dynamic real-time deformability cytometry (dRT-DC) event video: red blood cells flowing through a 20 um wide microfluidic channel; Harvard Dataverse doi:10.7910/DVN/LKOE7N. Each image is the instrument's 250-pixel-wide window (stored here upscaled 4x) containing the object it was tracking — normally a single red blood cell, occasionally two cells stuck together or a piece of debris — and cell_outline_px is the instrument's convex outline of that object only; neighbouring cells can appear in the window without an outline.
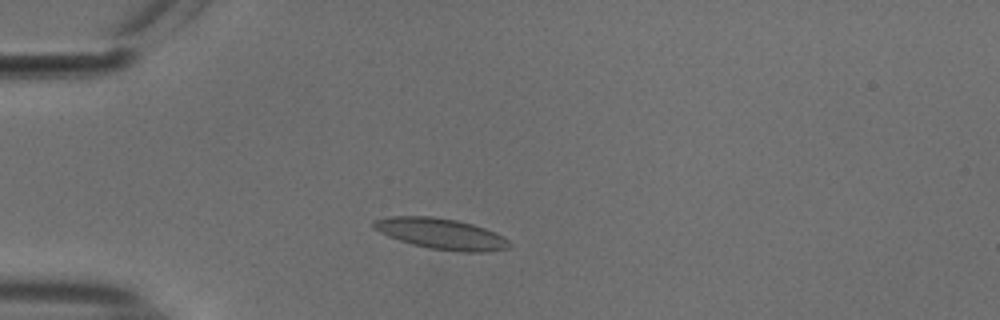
{"species": "common noctule bat (a hibernating species)", "species_latin": "Nyctalus noctula", "temperature_condition": "cold", "stored_images_in_passage": 34, "camera_frame_rate_fps": 3000, "um_per_image_px": 0.085, "animal": {"sex": "male", "body_mass_g": 18.8}, "frame": {"image": 1, "passage_image": 1, "time_ms": 0.0, "image_size_px": [1000, 320], "cell_outline_px": [[512, 244], [508, 248], [488, 252], [464, 252], [428, 248], [412, 244], [388, 236], [372, 228], [372, 220], [392, 216], [432, 216], [456, 220], [472, 224], [496, 232], [508, 240]], "centroid_in_image_um": [37.49, 19.87], "position_along_channel_um": 47.5, "area_um2": 24.45}}
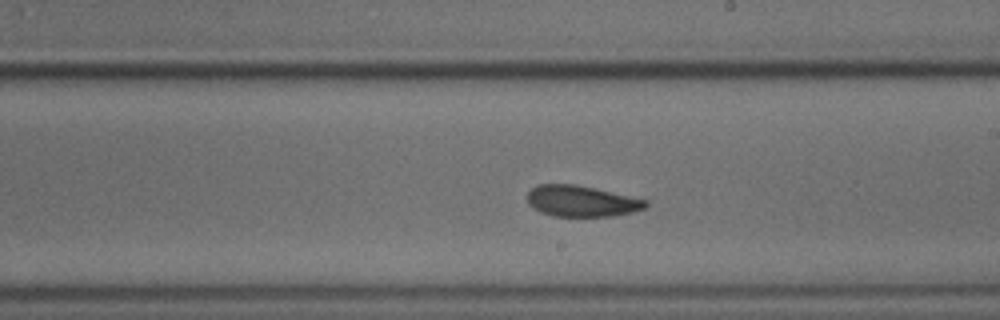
{"frame": {"image": 2, "passage_image": 18, "time_ms": 5.667, "image_size_px": [1000, 320], "cell_outline_px": [[648, 208], [632, 212], [612, 216], [552, 216], [540, 212], [532, 208], [528, 204], [528, 192], [536, 184], [576, 184], [596, 188], [648, 200]], "centroid_in_image_um": [49.43, 17.09], "position_along_channel_um": 239.6, "area_um2": 21.68}}
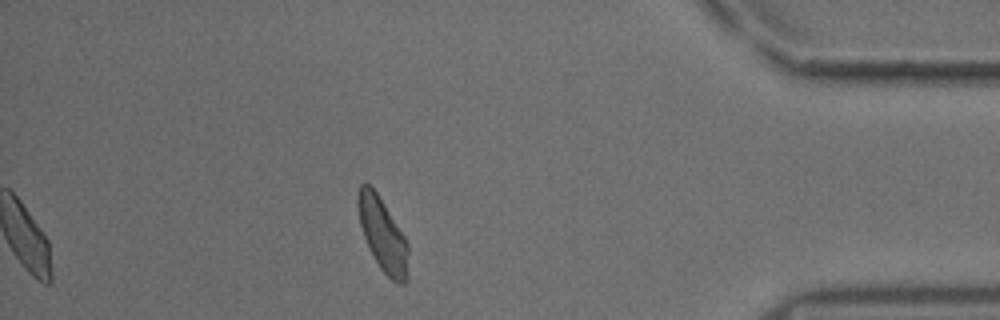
{"frame": {"image": 3, "passage_image": 34, "time_ms": 11.0, "image_size_px": [1000, 320], "cell_outline_px": [[408, 280], [404, 284], [396, 284], [380, 268], [364, 236], [360, 224], [356, 204], [356, 196], [360, 184], [364, 180], [376, 192], [404, 236], [408, 244]], "centroid_in_image_um": [32.52, 19.95], "position_along_channel_um": 402.7, "area_um2": 21.33}, "authors_computed_cell_mechanics": {"area_um2": 21.9351, "velocity_mm_per_s": 3.7384, "shape_relaxation_time_tau1_ms": 3.3877, "shape_relaxation_time_tau2_ms": 2.9415, "deformation_change_tau1": 0.0907, "deformation_change_tau2": 0.0744}}